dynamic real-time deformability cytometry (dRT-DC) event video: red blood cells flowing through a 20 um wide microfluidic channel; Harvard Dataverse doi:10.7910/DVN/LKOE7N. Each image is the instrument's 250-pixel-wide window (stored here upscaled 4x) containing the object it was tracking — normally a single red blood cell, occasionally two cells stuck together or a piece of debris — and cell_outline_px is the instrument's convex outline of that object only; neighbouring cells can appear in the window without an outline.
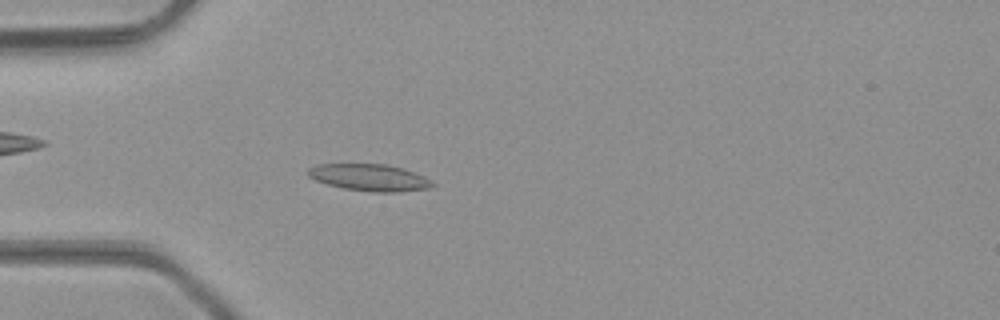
{"species": "common noctule bat (a hibernating species)", "species_latin": "Nyctalus noctula", "temperature_condition": "room temperature", "stored_images_in_passage": 47, "camera_frame_rate_fps": 3000, "um_per_image_px": 0.085, "animal": {"sex": "male", "body_mass_g": 23.1, "forearm_length_mm": 52.7}, "frame": {"image": 1, "passage_image": 14, "time_ms": 4.333, "image_size_px": [1000, 320], "cell_outline_px": [[436, 184], [428, 188], [400, 192], [372, 192], [344, 188], [328, 184], [316, 180], [308, 176], [308, 168], [316, 164], [388, 164], [404, 168], [424, 176]], "centroid_in_image_um": [31.42, 15.08], "position_along_channel_um": 53.6, "area_um2": 19.48}}
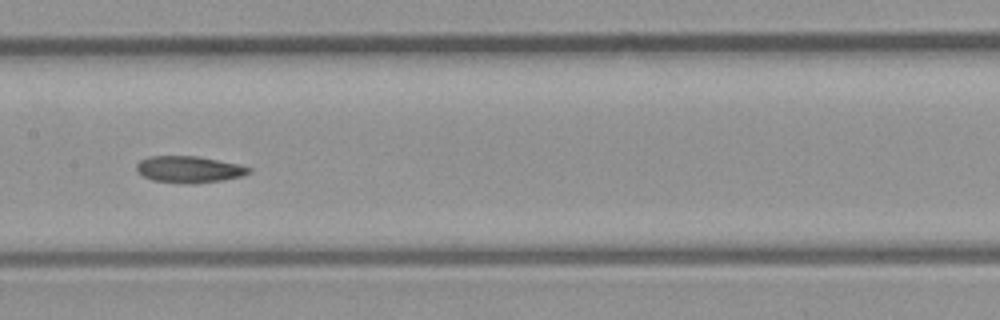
{"frame": {"image": 2, "passage_image": 24, "time_ms": 7.667, "image_size_px": [1000, 320], "cell_outline_px": [[252, 172], [244, 176], [224, 180], [192, 184], [188, 184], [152, 180], [144, 176], [136, 168], [136, 164], [140, 160], [148, 156], [196, 156], [240, 164], [252, 168]], "centroid_in_image_um": [16.12, 14.4], "position_along_channel_um": 191.3, "area_um2": 17.57}}
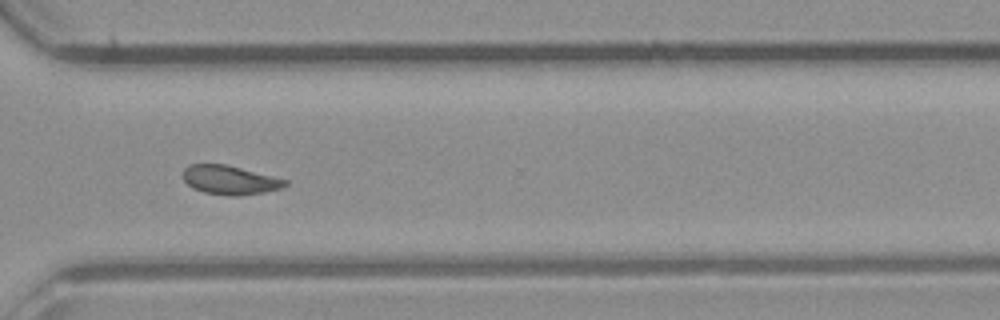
{"frame": {"image": 3, "passage_image": 35, "time_ms": 11.333, "image_size_px": [1000, 320], "cell_outline_px": [[288, 184], [280, 188], [264, 192], [236, 196], [228, 196], [204, 192], [192, 188], [184, 180], [184, 168], [188, 164], [228, 164], [288, 180]], "centroid_in_image_um": [19.53, 15.29], "position_along_channel_um": 351.1, "area_um2": 17.28}, "authors_computed_cell_mechanics": {"area_um2": 17.918, "velocity_mm_per_s": 4.3662, "shape_relaxation_time_tau1_ms": null, "shape_relaxation_time_tau2_ms": 3.3639, "deformation_change_tau1": null, "deformation_change_tau2": 0.0927}}